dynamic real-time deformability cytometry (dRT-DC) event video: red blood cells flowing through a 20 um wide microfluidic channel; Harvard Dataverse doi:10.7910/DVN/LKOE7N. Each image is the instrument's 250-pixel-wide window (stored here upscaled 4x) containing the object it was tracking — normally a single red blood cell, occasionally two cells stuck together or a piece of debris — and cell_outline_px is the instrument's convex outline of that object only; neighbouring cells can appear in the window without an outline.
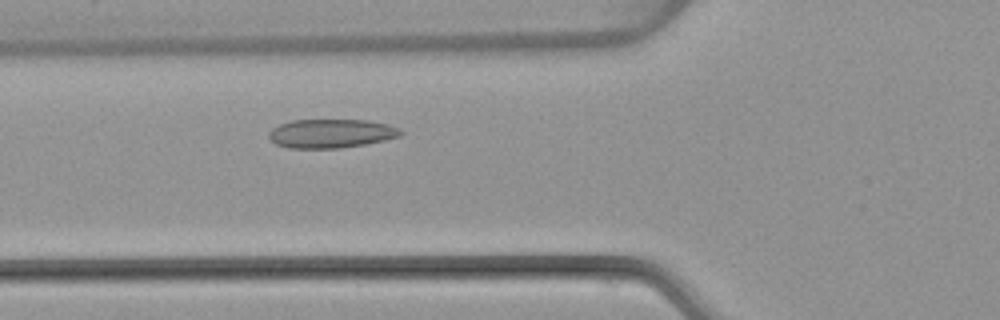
{"species": "common noctule bat (a hibernating species)", "species_latin": "Nyctalus noctula", "temperature_condition": "warm", "stored_images_in_passage": 44, "camera_frame_rate_fps": 3000, "um_per_image_px": 0.085, "animal": {"sex": "female", "body_mass_g": 22.7, "forearm_length_mm": 54.2}, "frame": {"image": 1, "passage_image": 12, "time_ms": 3.667, "image_size_px": [1000, 320], "cell_outline_px": [[404, 132], [400, 136], [384, 140], [364, 144], [340, 148], [288, 148], [276, 144], [268, 136], [268, 132], [272, 128], [280, 124], [292, 120], [368, 120], [388, 124], [400, 128]], "centroid_in_image_um": [28.15, 11.34], "position_along_channel_um": 97.6, "area_um2": 22.2}}
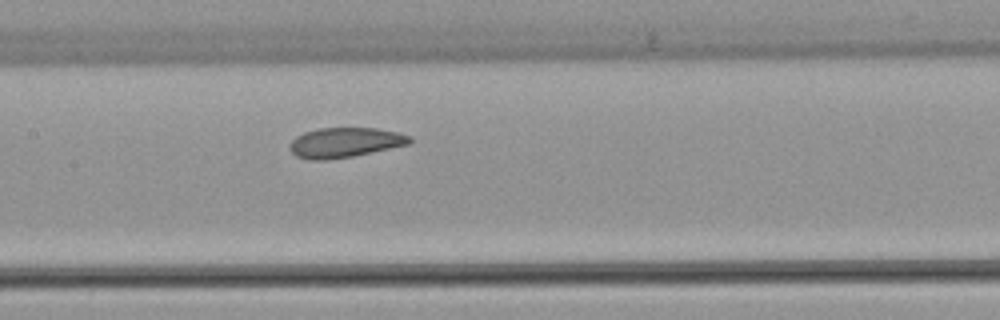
{"frame": {"image": 2, "passage_image": 18, "time_ms": 5.667, "image_size_px": [1000, 320], "cell_outline_px": [[412, 140], [408, 144], [352, 156], [328, 160], [308, 160], [296, 156], [288, 148], [292, 140], [296, 136], [304, 132], [320, 128], [376, 128], [396, 132], [412, 136]], "centroid_in_image_um": [29.28, 12.11], "position_along_channel_um": 178.1, "area_um2": 20.81}}
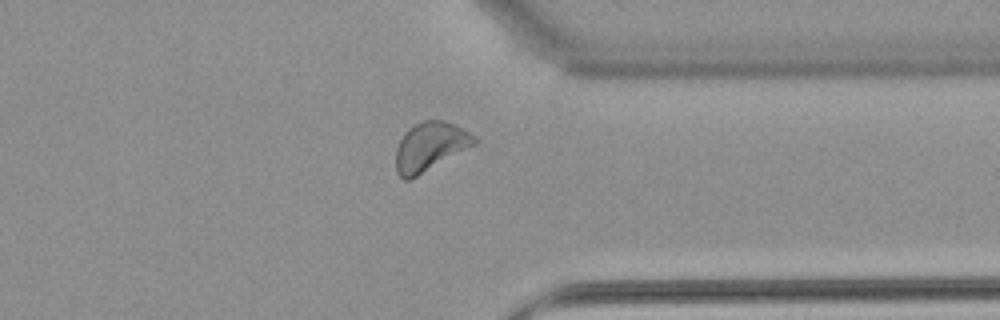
{"frame": {"image": 3, "passage_image": 33, "time_ms": 10.667, "image_size_px": [1000, 320], "cell_outline_px": [[476, 144], [416, 176], [408, 180], [404, 180], [396, 172], [396, 148], [400, 140], [408, 128], [424, 120], [444, 120], [456, 124], [476, 136]], "centroid_in_image_um": [36.56, 12.44], "position_along_channel_um": 374.8, "area_um2": 22.08}, "authors_computed_cell_mechanics": {"area_um2": 21.6461, "velocity_mm_per_s": 4.0062, "shape_relaxation_time_tau1_ms": 3.797, "shape_relaxation_time_tau2_ms": 3.0664, "deformation_change_tau1": 0.0923, "deformation_change_tau2": 0.0806}}